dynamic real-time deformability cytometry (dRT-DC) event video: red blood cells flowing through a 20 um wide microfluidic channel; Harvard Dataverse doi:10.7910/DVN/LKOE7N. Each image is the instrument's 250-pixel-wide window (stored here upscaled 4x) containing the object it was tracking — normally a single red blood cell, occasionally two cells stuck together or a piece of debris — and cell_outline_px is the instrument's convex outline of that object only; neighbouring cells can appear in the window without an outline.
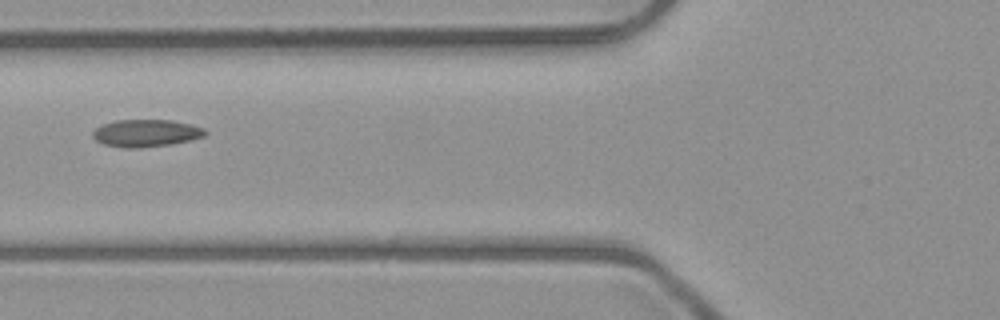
{"species": "common noctule bat (a hibernating species)", "species_latin": "Nyctalus noctula", "temperature_condition": "room temperature", "stored_images_in_passage": 2, "camera_frame_rate_fps": 3000, "um_per_image_px": 0.085, "animal": {"sex": "male", "body_mass_g": 23.1, "forearm_length_mm": 52.7}, "frame": {"image": 1, "passage_image": 2, "time_ms": 1.0, "image_size_px": [1000, 320], "cell_outline_px": [[208, 132], [204, 136], [188, 140], [168, 144], [140, 148], [128, 148], [104, 144], [96, 140], [92, 136], [92, 132], [100, 124], [116, 120], [172, 120], [192, 124], [204, 128]], "centroid_in_image_um": [12.4, 11.3], "position_along_channel_um": 113.4, "area_um2": 17.86}}